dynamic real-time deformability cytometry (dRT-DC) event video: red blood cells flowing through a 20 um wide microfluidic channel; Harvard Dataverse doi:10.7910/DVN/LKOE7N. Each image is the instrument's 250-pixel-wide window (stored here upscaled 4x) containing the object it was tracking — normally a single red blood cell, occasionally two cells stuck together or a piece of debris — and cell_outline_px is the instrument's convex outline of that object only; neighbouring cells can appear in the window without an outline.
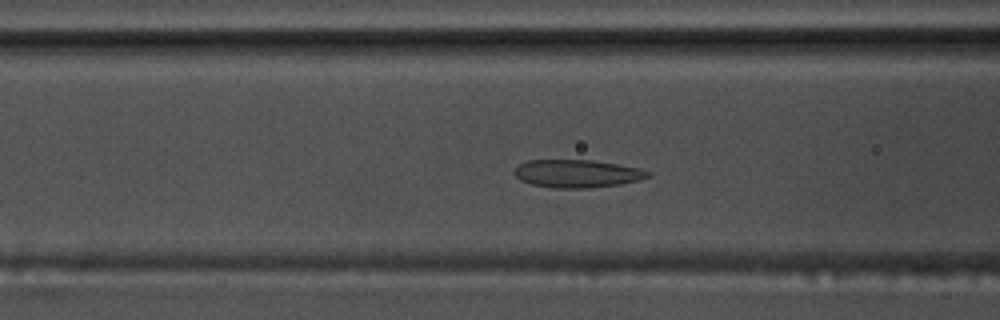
{"species": "common noctule bat (a hibernating species)", "species_latin": "Nyctalus noctula", "temperature_condition": "warm", "stored_images_in_passage": 56, "camera_frame_rate_fps": 3000, "um_per_image_px": 0.085, "animal": {"sex": "male", "body_mass_g": 17.5, "forearm_length_mm": 52.3}, "frame": {"image": 1, "passage_image": 21, "time_ms": 6.667, "image_size_px": [1000, 320], "cell_outline_px": [[652, 176], [640, 180], [620, 184], [588, 188], [552, 188], [532, 184], [520, 180], [512, 172], [520, 164], [528, 160], [592, 160], [640, 168], [652, 172]], "centroid_in_image_um": [49.08, 14.76], "position_along_channel_um": 117.5, "area_um2": 21.79}}
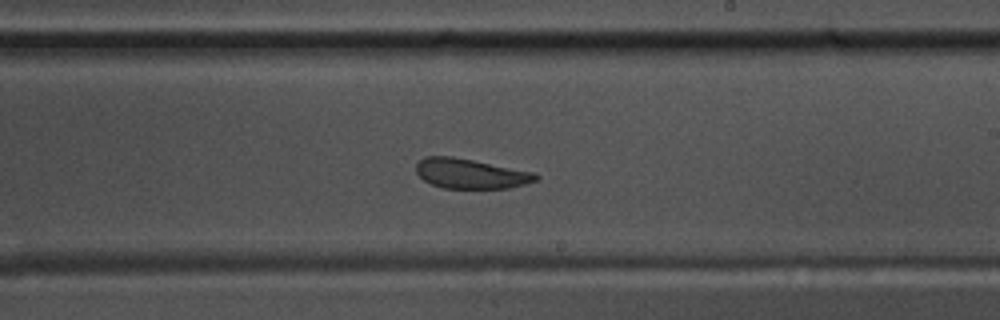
{"frame": {"image": 2, "passage_image": 32, "time_ms": 10.333, "image_size_px": [1000, 320], "cell_outline_px": [[540, 176], [536, 180], [524, 184], [508, 188], [444, 188], [432, 184], [424, 180], [416, 172], [416, 164], [424, 156], [452, 156], [532, 172]], "centroid_in_image_um": [39.96, 14.76], "position_along_channel_um": 249.0, "area_um2": 20.52}}
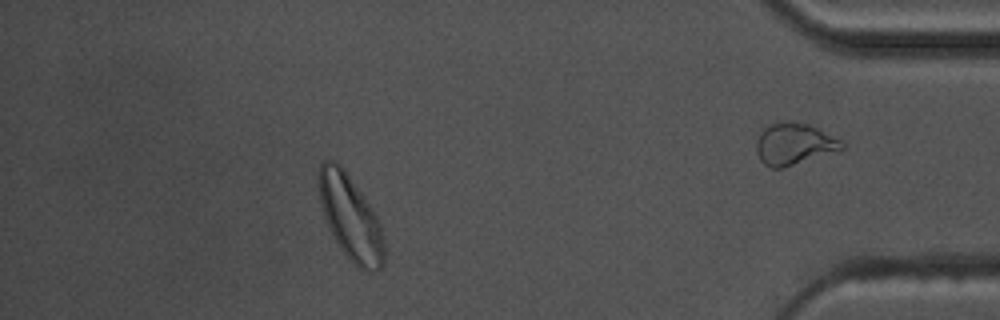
{"frame": {"image": 3, "passage_image": 49, "time_ms": 16.0, "image_size_px": [1000, 320], "cell_outline_px": [[384, 264], [380, 268], [368, 272], [356, 268], [340, 248], [324, 216], [320, 204], [316, 180], [316, 172], [320, 164], [324, 160], [332, 160], [340, 164], [344, 168], [376, 216], [380, 224], [384, 240]], "centroid_in_image_um": [29.75, 18.47], "position_along_channel_um": 405.4, "area_um2": 32.37}, "authors_computed_cell_mechanics": {"area_um2": 23.9003, "velocity_mm_per_s": 3.6036, "shape_relaxation_time_tau1_ms": 7.6318, "shape_relaxation_time_tau2_ms": 3.1829, "deformation_change_tau1": 0.133, "deformation_change_tau2": 0.0829}}